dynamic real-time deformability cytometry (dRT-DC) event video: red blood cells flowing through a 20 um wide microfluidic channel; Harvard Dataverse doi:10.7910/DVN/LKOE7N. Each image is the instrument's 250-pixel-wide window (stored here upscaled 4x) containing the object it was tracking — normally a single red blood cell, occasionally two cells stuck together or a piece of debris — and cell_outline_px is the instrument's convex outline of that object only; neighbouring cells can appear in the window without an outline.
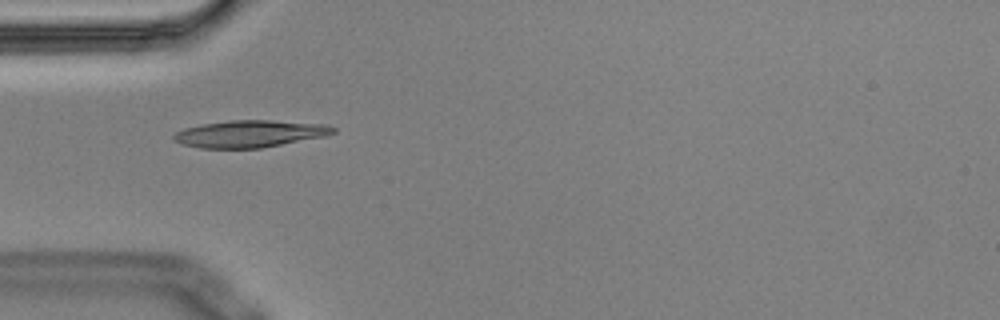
{"species": "Egyptian fruit bat (a non-hibernating species)", "species_latin": "Rousettus aegyptiacus", "temperature_condition": "cold", "stored_images_in_passage": 7, "camera_frame_rate_fps": 3000, "um_per_image_px": 0.085, "animal": {"sex": "male"}, "frame": {"image": 1, "passage_image": 1, "time_ms": 0.0, "image_size_px": [1000, 320], "cell_outline_px": [[336, 132], [324, 136], [260, 148], [200, 148], [184, 144], [172, 140], [172, 136], [176, 132], [184, 128], [204, 124], [228, 120], [272, 120], [328, 124], [336, 128]], "centroid_in_image_um": [21.24, 11.36], "position_along_channel_um": 63.8, "area_um2": 25.09}}
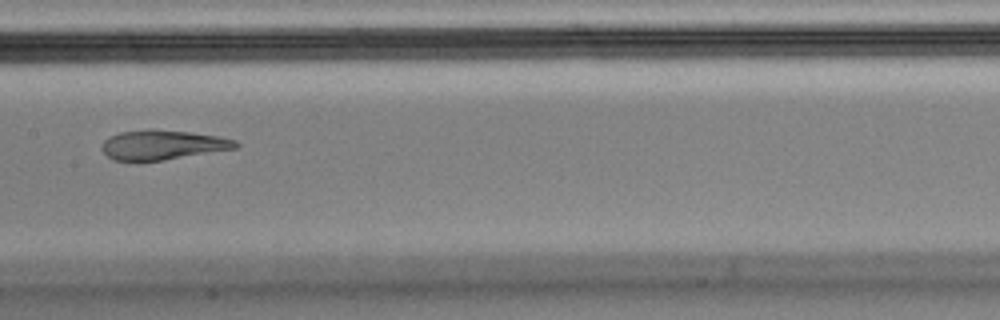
{"frame": {"image": 2, "passage_image": 4, "time_ms": 1.0, "image_size_px": [1000, 320], "cell_outline_px": [[240, 144], [236, 148], [164, 160], [136, 164], [112, 160], [104, 152], [104, 140], [120, 132], [188, 132], [216, 136], [236, 140]], "centroid_in_image_um": [13.81, 12.4], "position_along_channel_um": 193.6, "area_um2": 22.48}}
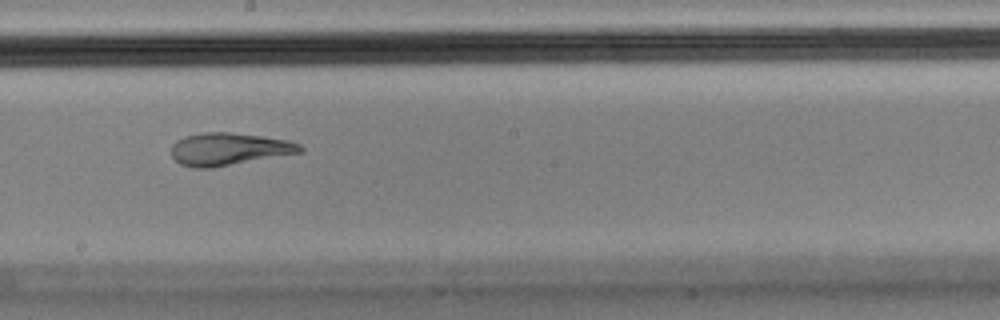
{"frame": {"image": 3, "passage_image": 5, "time_ms": 1.333, "image_size_px": [1000, 320], "cell_outline_px": [[304, 152], [212, 168], [192, 168], [180, 164], [172, 156], [172, 144], [176, 140], [184, 136], [200, 132], [232, 132], [288, 140], [300, 144], [304, 148]], "centroid_in_image_um": [19.45, 12.67], "position_along_channel_um": 228.7, "area_um2": 24.62}}